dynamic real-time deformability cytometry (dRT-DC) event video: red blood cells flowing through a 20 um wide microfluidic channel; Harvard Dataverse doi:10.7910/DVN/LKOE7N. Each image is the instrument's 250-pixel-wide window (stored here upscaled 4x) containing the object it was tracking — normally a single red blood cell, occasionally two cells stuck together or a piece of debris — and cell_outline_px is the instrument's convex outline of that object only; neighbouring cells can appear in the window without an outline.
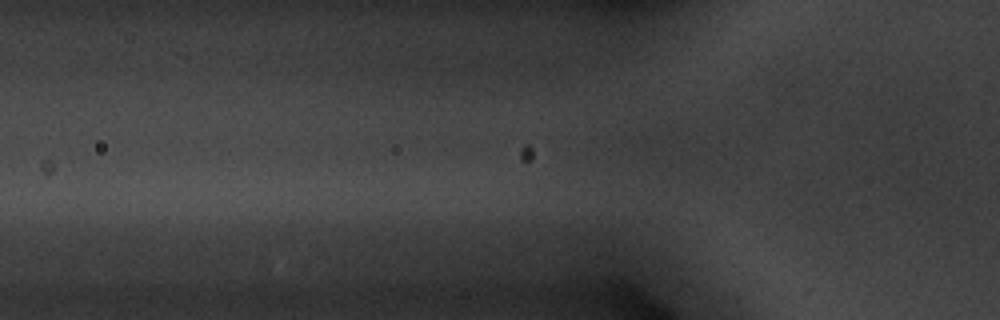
{"species": "common noctule bat (a hibernating species)", "species_latin": "Nyctalus noctula", "temperature_condition": "warm", "stored_images_in_passage": 3, "camera_frame_rate_fps": 3000, "um_per_image_px": 0.085, "animal": {"sex": "male", "body_mass_g": 20.1, "forearm_length_mm": 53.5}, "frame": {"image": 1, "passage_image": 2, "time_ms": 0.333, "image_size_px": [1000, 320], "cell_outline_px": [[348, 244], [340, 248], [268, 256], [264, 256], [224, 252], [188, 240], [288, 232], [344, 240]], "centroid_in_image_um": [23.1, 20.73], "position_along_channel_um": 102.7, "area_um2": 17.11}}